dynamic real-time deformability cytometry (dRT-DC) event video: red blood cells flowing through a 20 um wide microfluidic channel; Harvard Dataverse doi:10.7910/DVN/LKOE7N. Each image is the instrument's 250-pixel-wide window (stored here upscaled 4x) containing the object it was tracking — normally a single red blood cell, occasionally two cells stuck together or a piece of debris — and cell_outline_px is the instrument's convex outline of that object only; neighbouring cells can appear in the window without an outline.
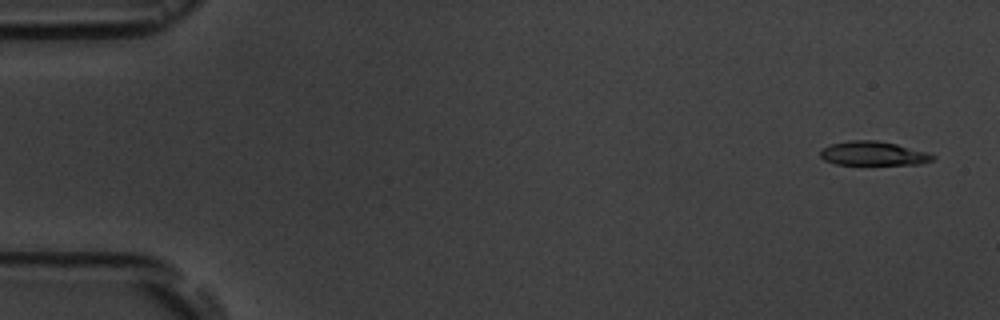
{"species": "common noctule bat (a hibernating species)", "species_latin": "Nyctalus noctula", "temperature_condition": "room temperature", "stored_images_in_passage": 5, "segment_of_instrument_passage": [1, 2], "camera_frame_rate_fps": 3000, "um_per_image_px": 0.085, "animal": {"sex": "male", "body_mass_g": 19.5, "forearm_length_mm": 54.6}, "frame": {"image": 1, "passage_image": 1, "time_ms": 0.0, "image_size_px": [1000, 320], "cell_outline_px": [[936, 156], [932, 160], [920, 164], [836, 164], [824, 160], [820, 156], [820, 152], [824, 148], [832, 144], [848, 140], [876, 140], [896, 144], [928, 152]], "centroid_in_image_um": [74.24, 13.04], "position_along_channel_um": 10.8, "area_um2": 15.61}}